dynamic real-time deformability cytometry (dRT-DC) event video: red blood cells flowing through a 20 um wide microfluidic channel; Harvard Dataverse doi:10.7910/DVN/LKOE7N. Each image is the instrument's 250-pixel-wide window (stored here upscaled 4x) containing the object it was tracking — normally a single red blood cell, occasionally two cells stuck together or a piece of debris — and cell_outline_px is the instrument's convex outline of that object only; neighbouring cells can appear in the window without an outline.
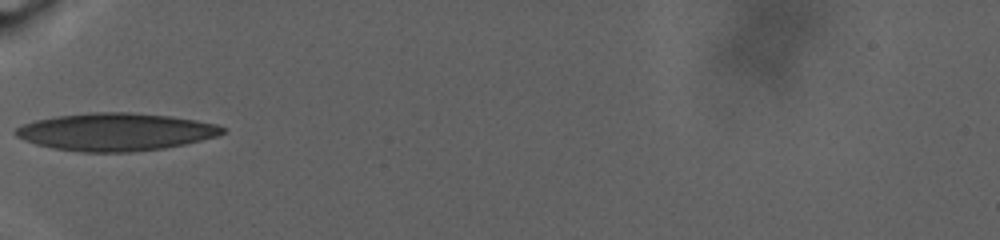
{"species": "human", "species_latin": "Homo sapiens", "temperature_condition": "warm", "stored_images_in_passage": 87, "camera_frame_rate_fps": 3000, "um_per_image_px": 0.085, "donor": {"sex": "male"}, "frame": {"image": 1, "passage_image": 1, "time_ms": 0.0, "image_size_px": [1000, 240], "cell_outline_px": [[224, 132], [216, 136], [184, 144], [164, 148], [132, 152], [80, 152], [52, 148], [36, 144], [24, 140], [16, 136], [12, 132], [16, 128], [24, 124], [36, 120], [56, 116], [92, 112], [128, 112], [172, 116], [196, 120], [216, 124], [224, 128]], "centroid_in_image_um": [9.79, 11.21], "position_along_channel_um": 75.2, "area_um2": 45.32}}
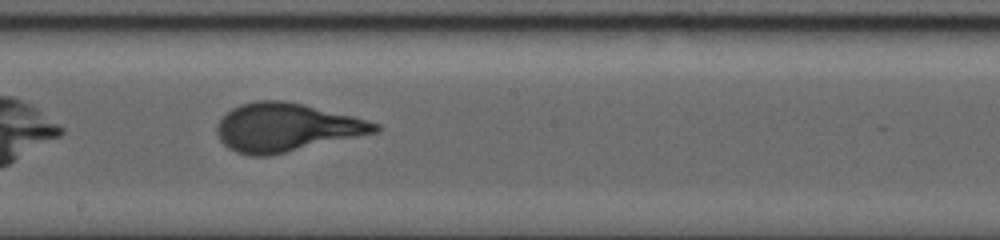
{"frame": {"image": 2, "passage_image": 29, "time_ms": 6.667, "image_size_px": [1000, 240], "cell_outline_px": [[380, 132], [268, 156], [248, 156], [236, 152], [228, 148], [220, 140], [216, 132], [216, 124], [232, 108], [240, 104], [256, 100], [284, 100], [304, 104], [368, 120], [380, 124]], "centroid_in_image_um": [24.33, 10.83], "position_along_channel_um": 223.9, "area_um2": 44.68}}
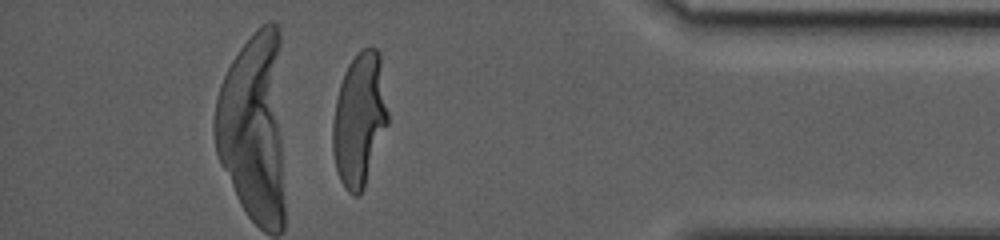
{"frame": {"image": 3, "passage_image": 73, "time_ms": 15.667, "image_size_px": [1000, 240], "cell_outline_px": [[388, 124], [364, 188], [360, 196], [356, 196], [348, 192], [344, 188], [340, 180], [336, 168], [332, 152], [332, 124], [336, 100], [340, 84], [344, 72], [348, 64], [360, 48], [376, 48], [380, 52], [388, 112]], "centroid_in_image_um": [30.55, 10.15], "position_along_channel_um": 404.7, "area_um2": 43.23}, "authors_computed_cell_mechanics": {"area_um2": 43.4078, "velocity_mm_per_s": 2.2722, "shape_relaxation_time_tau1_ms": 9.0562, "shape_relaxation_time_tau2_ms": null, "deformation_change_tau1": 0.283, "deformation_change_tau2": null}}